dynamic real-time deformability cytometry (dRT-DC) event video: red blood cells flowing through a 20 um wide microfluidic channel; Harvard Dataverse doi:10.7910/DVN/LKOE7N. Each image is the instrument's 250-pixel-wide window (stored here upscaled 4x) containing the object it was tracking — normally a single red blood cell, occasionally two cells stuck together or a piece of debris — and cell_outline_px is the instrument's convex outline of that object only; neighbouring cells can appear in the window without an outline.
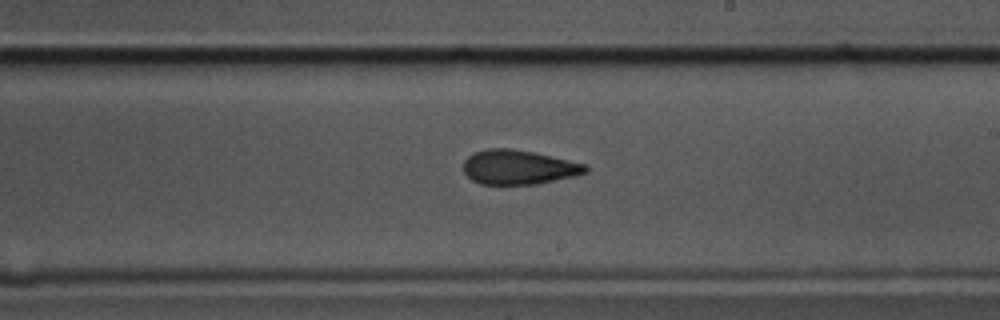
{"species": "common noctule bat (a hibernating species)", "species_latin": "Nyctalus noctula", "temperature_condition": "cold", "stored_images_in_passage": 33, "camera_frame_rate_fps": 3000, "um_per_image_px": 0.085, "animal": {"sex": "male", "body_mass_g": 17.5, "forearm_length_mm": 52.3}, "frame": {"image": 1, "passage_image": 22, "time_ms": 7.0, "image_size_px": [1000, 320], "cell_outline_px": [[588, 172], [576, 176], [536, 184], [480, 184], [472, 180], [464, 172], [464, 160], [468, 156], [476, 152], [488, 148], [508, 148], [532, 152], [588, 164]], "centroid_in_image_um": [44.11, 14.22], "position_along_channel_um": 244.9, "area_um2": 24.45}}
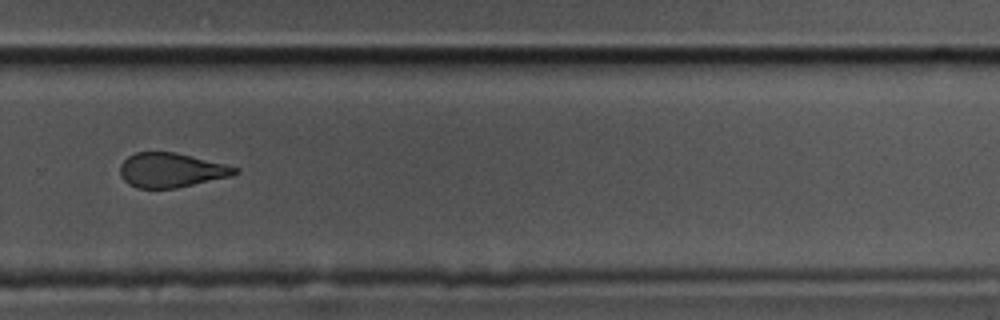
{"frame": {"image": 2, "passage_image": 28, "time_ms": 9.0, "image_size_px": [1000, 320], "cell_outline_px": [[240, 172], [232, 176], [176, 188], [136, 188], [128, 184], [120, 176], [120, 164], [128, 156], [136, 152], [176, 152], [228, 164], [240, 168]], "centroid_in_image_um": [14.58, 14.46], "position_along_channel_um": 315.2, "area_um2": 23.35}}
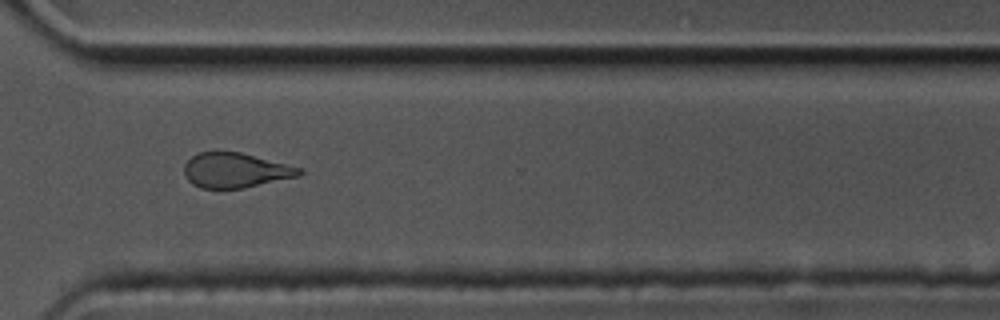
{"frame": {"image": 3, "passage_image": 31, "time_ms": 10.0, "image_size_px": [1000, 320], "cell_outline_px": [[304, 172], [300, 176], [244, 188], [200, 188], [192, 184], [184, 176], [184, 164], [192, 156], [200, 152], [240, 152], [300, 168]], "centroid_in_image_um": [19.99, 14.49], "position_along_channel_um": 350.6, "area_um2": 23.24}, "authors_computed_cell_mechanics": {"area_um2": 25.2008, "velocity_mm_per_s": 3.5131, "shape_relaxation_time_tau1_ms": 9.251, "shape_relaxation_time_tau2_ms": 2.9668, "deformation_change_tau1": 0.1675, "deformation_change_tau2": 0.1095}}